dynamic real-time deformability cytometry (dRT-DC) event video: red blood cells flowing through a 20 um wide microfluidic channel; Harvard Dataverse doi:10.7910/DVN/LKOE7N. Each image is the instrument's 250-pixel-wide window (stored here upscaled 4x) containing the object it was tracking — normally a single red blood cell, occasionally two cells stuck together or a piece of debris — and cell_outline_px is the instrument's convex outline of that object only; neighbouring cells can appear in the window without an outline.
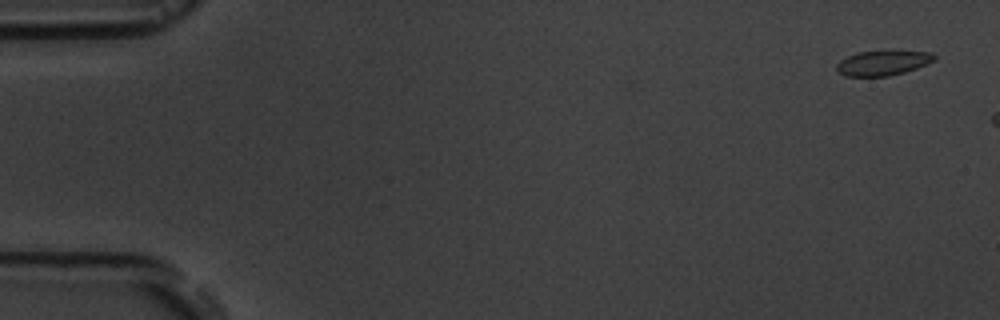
{"species": "common noctule bat (a hibernating species)", "species_latin": "Nyctalus noctula", "temperature_condition": "room temperature", "stored_images_in_passage": 3, "camera_frame_rate_fps": 3000, "um_per_image_px": 0.085, "animal": {"sex": "male", "body_mass_g": 19.5, "forearm_length_mm": 54.6}, "frame": {"image": 1, "passage_image": 1, "time_ms": 0.0, "image_size_px": [1000, 320], "cell_outline_px": [[936, 60], [928, 64], [904, 72], [888, 76], [844, 76], [836, 68], [836, 64], [840, 60], [856, 52], [932, 52], [936, 56]], "centroid_in_image_um": [75.04, 5.36], "position_along_channel_um": 10.0, "area_um2": 13.87}}